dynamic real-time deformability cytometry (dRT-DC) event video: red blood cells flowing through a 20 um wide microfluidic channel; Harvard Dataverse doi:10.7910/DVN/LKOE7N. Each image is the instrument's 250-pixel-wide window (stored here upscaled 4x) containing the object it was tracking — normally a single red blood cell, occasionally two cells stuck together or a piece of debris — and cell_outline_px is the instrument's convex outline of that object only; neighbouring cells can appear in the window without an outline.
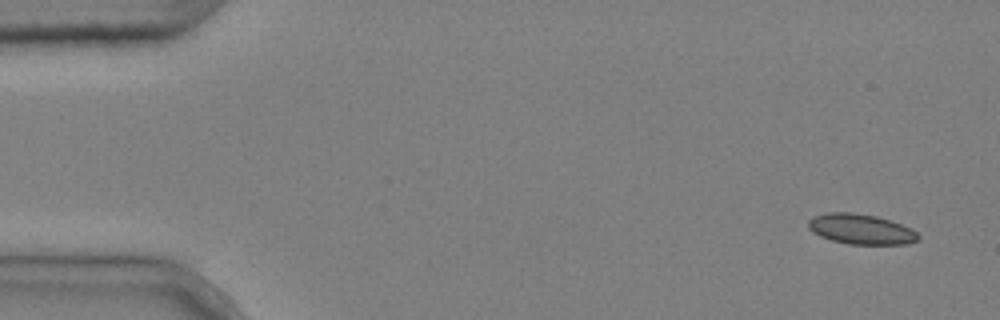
{"species": "common noctule bat (a hibernating species)", "species_latin": "Nyctalus noctula", "temperature_condition": "cold", "stored_images_in_passage": 5, "camera_frame_rate_fps": 3000, "um_per_image_px": 0.085, "animal": {"sex": "male", "body_mass_g": 20.4}, "frame": {"image": 1, "passage_image": 1, "time_ms": 0.0, "image_size_px": [1000, 320], "cell_outline_px": [[920, 240], [908, 244], [848, 244], [832, 240], [820, 236], [812, 232], [808, 228], [808, 220], [812, 216], [828, 212], [852, 212], [876, 216], [912, 228], [920, 236]], "centroid_in_image_um": [73.17, 19.48], "position_along_channel_um": 11.8, "area_um2": 19.48}}